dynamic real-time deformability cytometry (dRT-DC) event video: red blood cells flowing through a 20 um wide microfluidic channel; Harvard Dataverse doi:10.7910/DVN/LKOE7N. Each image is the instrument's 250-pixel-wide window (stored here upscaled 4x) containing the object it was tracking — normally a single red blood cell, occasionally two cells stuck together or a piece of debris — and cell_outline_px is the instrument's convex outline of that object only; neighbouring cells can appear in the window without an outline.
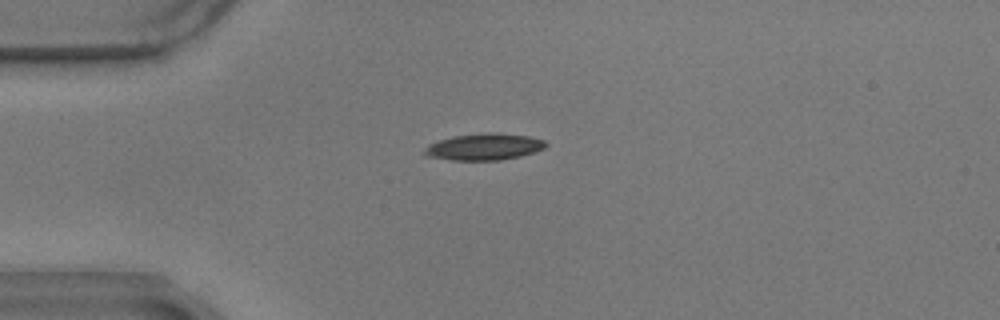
{"species": "common noctule bat (a hibernating species)", "species_latin": "Nyctalus noctula", "temperature_condition": "warm", "stored_images_in_passage": 5, "camera_frame_rate_fps": 3000, "um_per_image_px": 0.085, "animal": {"sex": "male", "body_mass_g": 17.9}, "frame": {"image": 1, "passage_image": 1, "time_ms": 0.0, "image_size_px": [1000, 320], "cell_outline_px": [[548, 144], [544, 148], [520, 156], [500, 160], [452, 160], [424, 156], [424, 148], [428, 144], [452, 136], [528, 136], [544, 140]], "centroid_in_image_um": [41.08, 12.54], "position_along_channel_um": 43.9, "area_um2": 17.63}}